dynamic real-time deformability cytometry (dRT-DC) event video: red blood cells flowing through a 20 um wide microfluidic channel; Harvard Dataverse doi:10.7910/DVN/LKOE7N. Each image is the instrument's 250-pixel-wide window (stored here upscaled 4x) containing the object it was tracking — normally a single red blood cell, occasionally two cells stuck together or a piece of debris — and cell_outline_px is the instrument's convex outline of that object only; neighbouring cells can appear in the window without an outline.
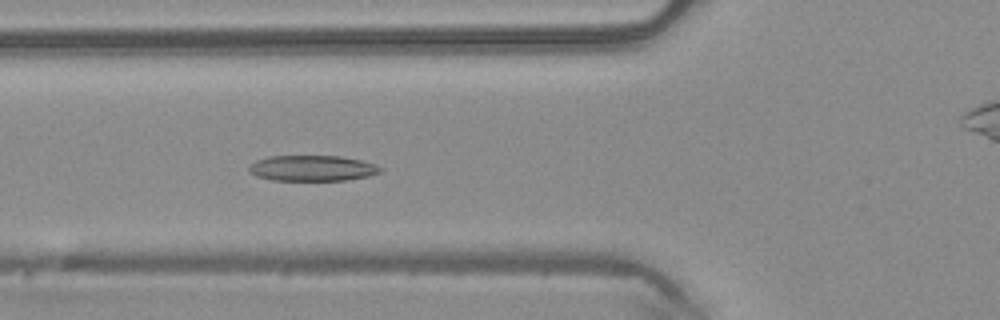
{"species": "common noctule bat (a hibernating species)", "species_latin": "Nyctalus noctula", "temperature_condition": "warm", "stored_images_in_passage": 42, "camera_frame_rate_fps": 3000, "um_per_image_px": 0.085, "animal": {"sex": "male", "body_mass_g": 20.4}, "frame": {"image": 1, "passage_image": 10, "time_ms": 3.0, "image_size_px": [1000, 320], "cell_outline_px": [[384, 168], [380, 172], [368, 176], [344, 180], [272, 180], [256, 176], [248, 172], [248, 168], [256, 160], [268, 156], [340, 156], [360, 160]], "centroid_in_image_um": [26.51, 14.29], "position_along_channel_um": 99.3, "area_um2": 19.54}}
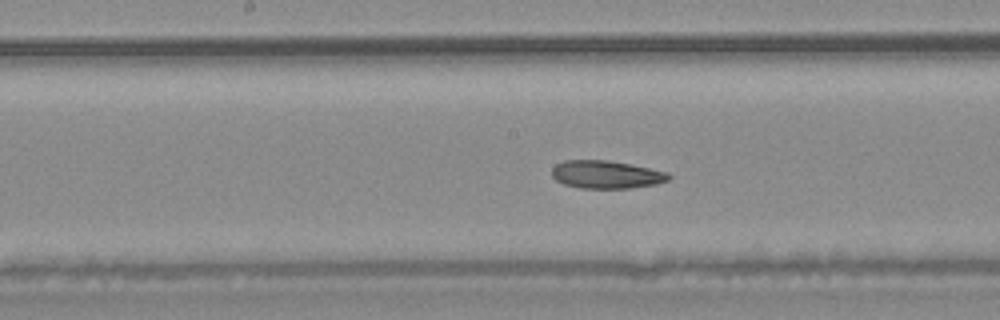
{"frame": {"image": 2, "passage_image": 17, "time_ms": 5.333, "image_size_px": [1000, 320], "cell_outline_px": [[672, 176], [668, 180], [656, 184], [628, 188], [580, 188], [564, 184], [556, 180], [552, 176], [552, 168], [556, 164], [564, 160], [608, 160], [632, 164], [668, 172]], "centroid_in_image_um": [51.53, 14.83], "position_along_channel_um": 196.7, "area_um2": 19.07}}
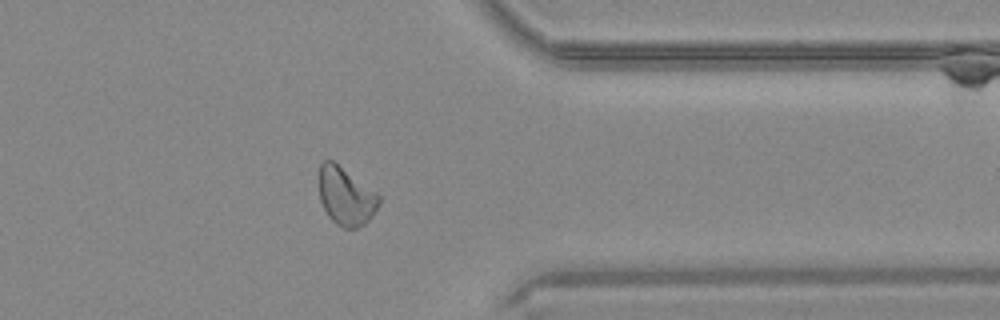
{"frame": {"image": 3, "passage_image": 31, "time_ms": 10.0, "image_size_px": [1000, 320], "cell_outline_px": [[380, 204], [372, 216], [364, 224], [356, 228], [344, 228], [336, 224], [328, 216], [320, 200], [320, 164], [324, 160], [332, 160], [376, 192], [380, 196]], "centroid_in_image_um": [29.41, 16.7], "position_along_channel_um": 382.0, "area_um2": 20.0}, "authors_computed_cell_mechanics": {"area_um2": 20.1144, "velocity_mm_per_s": 4.1606, "shape_relaxation_time_tau1_ms": null, "shape_relaxation_time_tau2_ms": 5.2754, "deformation_change_tau1": null, "deformation_change_tau2": 0.1353}}